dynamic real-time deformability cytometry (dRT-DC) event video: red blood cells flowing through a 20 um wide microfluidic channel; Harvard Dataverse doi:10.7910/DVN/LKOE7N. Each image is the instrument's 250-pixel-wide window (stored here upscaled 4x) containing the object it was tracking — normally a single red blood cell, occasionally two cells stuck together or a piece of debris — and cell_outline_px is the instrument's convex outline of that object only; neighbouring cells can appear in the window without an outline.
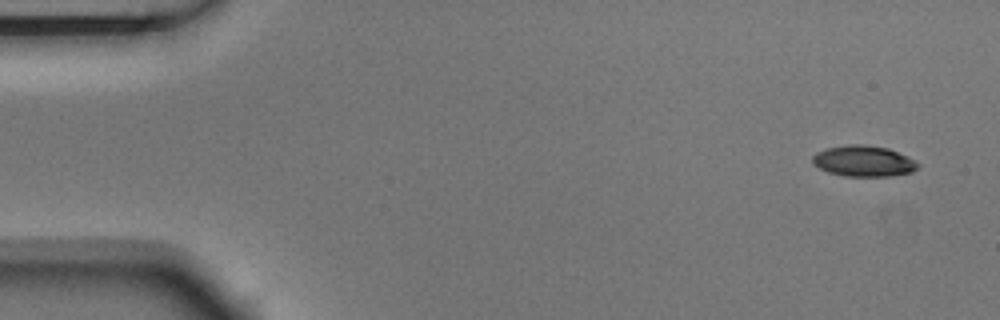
{"species": "Egyptian fruit bat (a non-hibernating species)", "species_latin": "Rousettus aegyptiacus", "temperature_condition": "room temperature", "stored_images_in_passage": 14, "camera_frame_rate_fps": 3000, "um_per_image_px": 0.085, "animal": {"sex": "male"}, "frame": {"image": 1, "passage_image": 1, "time_ms": 0.0, "image_size_px": [1000, 320], "cell_outline_px": [[920, 164], [912, 172], [892, 176], [844, 176], [828, 172], [812, 164], [812, 156], [816, 152], [828, 148], [848, 144], [860, 144], [888, 148], [916, 160]], "centroid_in_image_um": [73.4, 13.69], "position_along_channel_um": 11.6, "area_um2": 19.02}}
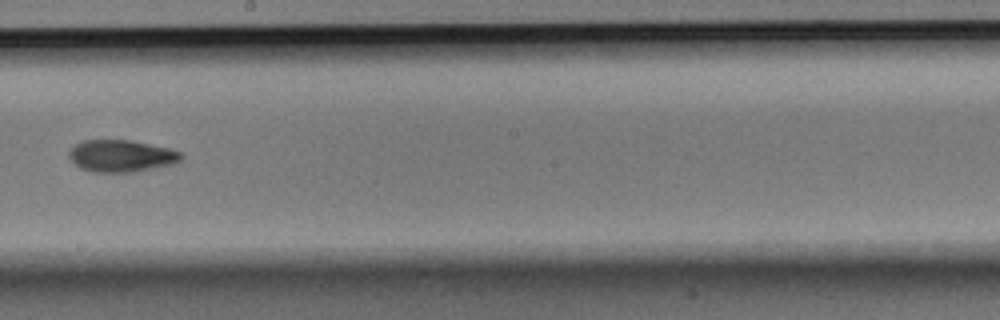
{"frame": {"image": 2, "passage_image": 8, "time_ms": 2.333, "image_size_px": [1000, 320], "cell_outline_px": [[184, 156], [180, 160], [172, 164], [132, 172], [92, 172], [80, 168], [68, 156], [68, 152], [76, 144], [84, 140], [128, 140], [168, 148], [180, 152]], "centroid_in_image_um": [10.29, 13.25], "position_along_channel_um": 237.9, "area_um2": 20.63}}
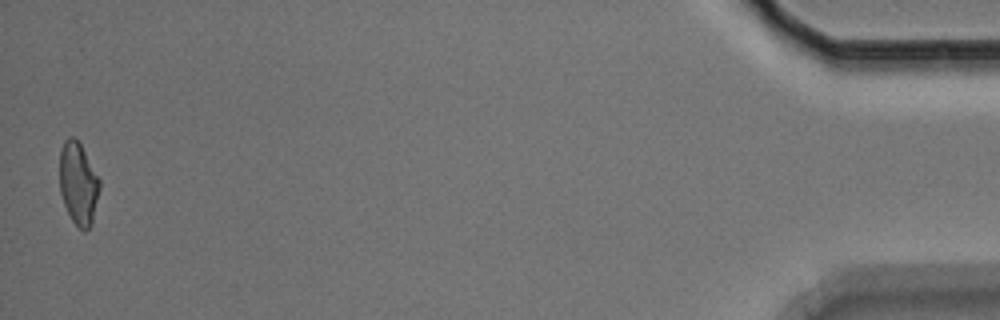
{"frame": {"image": 3, "passage_image": 14, "time_ms": 4.333, "image_size_px": [1000, 320], "cell_outline_px": [[100, 188], [92, 224], [84, 232], [72, 220], [64, 204], [60, 192], [60, 148], [64, 140], [68, 136], [72, 136], [80, 144], [100, 180]], "centroid_in_image_um": [6.65, 15.6], "position_along_channel_um": 428.6, "area_um2": 19.07}}